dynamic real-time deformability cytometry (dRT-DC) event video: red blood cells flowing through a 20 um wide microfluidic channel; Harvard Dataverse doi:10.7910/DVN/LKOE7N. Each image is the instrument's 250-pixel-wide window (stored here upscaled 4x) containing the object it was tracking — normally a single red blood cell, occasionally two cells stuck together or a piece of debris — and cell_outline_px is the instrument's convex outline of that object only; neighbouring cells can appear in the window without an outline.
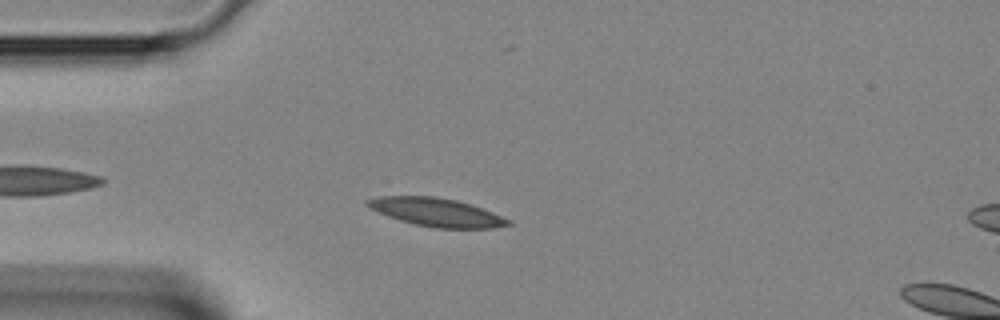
{"species": "Egyptian fruit bat (a non-hibernating species)", "species_latin": "Rousettus aegyptiacus", "temperature_condition": "room temperature", "stored_images_in_passage": 2, "camera_frame_rate_fps": 3000, "um_per_image_px": 0.085, "animal": {"sex": "female"}, "frame": {"image": 1, "passage_image": 1, "time_ms": 0.0, "image_size_px": [1000, 320], "cell_outline_px": [[512, 224], [492, 228], [436, 228], [416, 224], [400, 220], [388, 216], [368, 208], [364, 204], [364, 200], [380, 196], [436, 196], [456, 200], [472, 204], [512, 220]], "centroid_in_image_um": [37.08, 18.03], "position_along_channel_um": 47.9, "area_um2": 23.29}}